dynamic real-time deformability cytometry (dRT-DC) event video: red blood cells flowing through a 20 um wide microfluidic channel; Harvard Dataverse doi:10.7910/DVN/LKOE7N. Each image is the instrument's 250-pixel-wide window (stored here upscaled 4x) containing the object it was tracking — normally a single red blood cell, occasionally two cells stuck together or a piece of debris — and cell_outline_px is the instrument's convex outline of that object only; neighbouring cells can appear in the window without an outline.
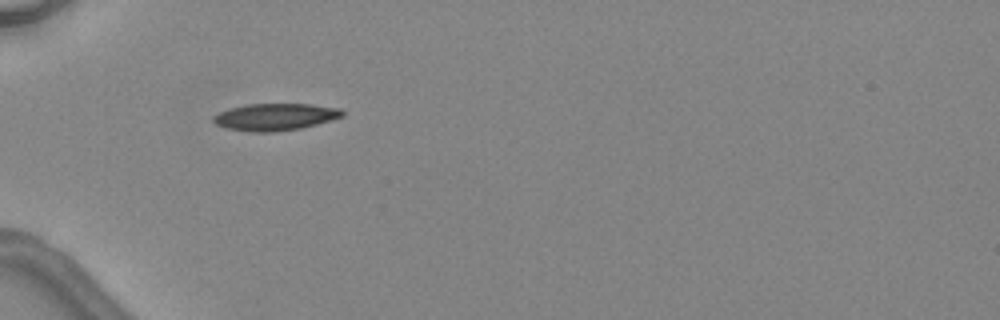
{"species": "common noctule bat (a hibernating species)", "species_latin": "Nyctalus noctula", "temperature_condition": "warm", "stored_images_in_passage": 1, "camera_frame_rate_fps": 3000, "um_per_image_px": 0.085, "animal": {"sex": "female", "body_mass_g": 24.6, "forearm_length_mm": 56.2}, "frame": {"image": 1, "passage_image": 1, "time_ms": 0.0, "image_size_px": [1000, 320], "cell_outline_px": [[344, 116], [332, 120], [300, 128], [276, 132], [252, 132], [224, 128], [216, 124], [212, 120], [212, 116], [220, 112], [232, 108], [248, 104], [312, 104], [340, 108], [344, 112]], "centroid_in_image_um": [23.4, 9.94], "position_along_channel_um": 61.6, "area_um2": 20.35}}